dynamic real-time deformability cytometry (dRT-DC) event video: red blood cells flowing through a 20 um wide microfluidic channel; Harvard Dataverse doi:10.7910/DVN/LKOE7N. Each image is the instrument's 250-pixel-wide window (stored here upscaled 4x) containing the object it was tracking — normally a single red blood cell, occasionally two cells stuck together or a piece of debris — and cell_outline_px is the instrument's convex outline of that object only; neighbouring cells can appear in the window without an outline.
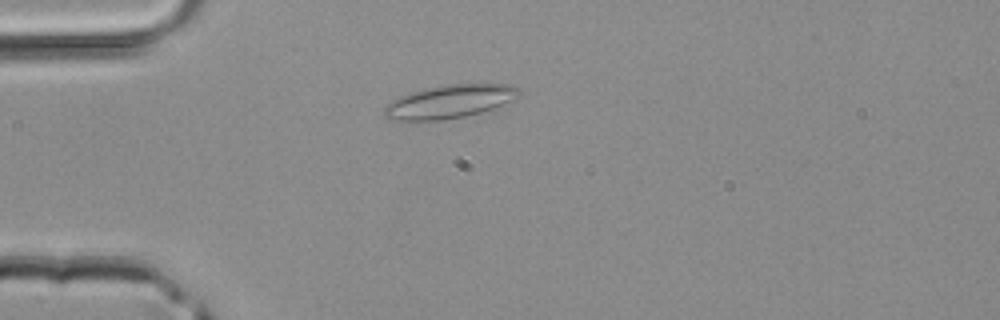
{"species": "common noctule bat (a hibernating species)", "species_latin": "Nyctalus noctula", "temperature_condition": "room temperature", "stored_images_in_passage": 39, "camera_frame_rate_fps": 3000, "um_per_image_px": 0.085, "animal": {"sex": "male", "body_mass_g": 20.4}, "frame": {"image": 1, "passage_image": 7, "time_ms": 2.0, "image_size_px": [1000, 320], "cell_outline_px": [[520, 96], [516, 100], [480, 112], [464, 116], [440, 120], [400, 124], [388, 120], [384, 116], [384, 108], [392, 100], [408, 92], [448, 84], [512, 84], [520, 88]], "centroid_in_image_um": [38.14, 8.67], "position_along_channel_um": 46.9, "area_um2": 26.93}}
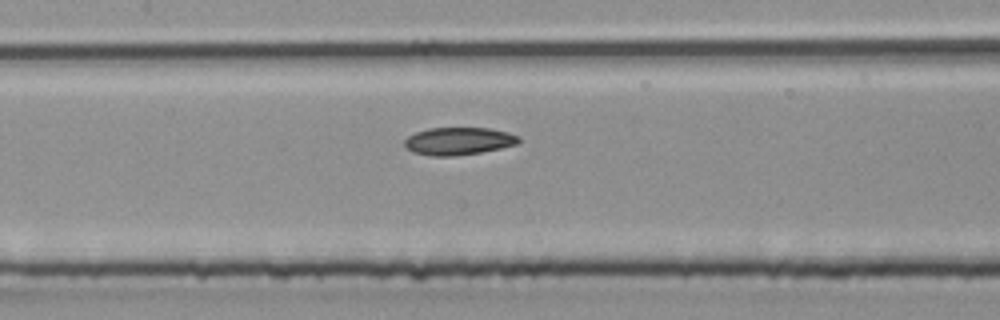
{"frame": {"image": 2, "passage_image": 16, "time_ms": 5.0, "image_size_px": [1000, 320], "cell_outline_px": [[520, 140], [516, 144], [500, 148], [480, 152], [452, 156], [432, 156], [412, 152], [404, 144], [404, 140], [408, 136], [416, 132], [428, 128], [488, 128], [508, 132], [520, 136]], "centroid_in_image_um": [38.97, 11.99], "position_along_channel_um": 168.4, "area_um2": 18.26}}
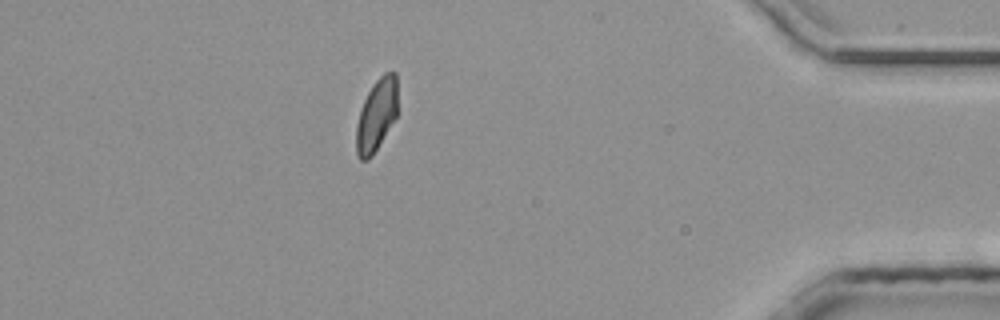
{"frame": {"image": 3, "passage_image": 34, "time_ms": 11.0, "image_size_px": [1000, 320], "cell_outline_px": [[396, 116], [372, 156], [368, 160], [360, 160], [356, 156], [356, 124], [360, 108], [372, 84], [384, 72], [396, 72]], "centroid_in_image_um": [31.96, 9.79], "position_along_channel_um": 403.2, "area_um2": 17.28}}